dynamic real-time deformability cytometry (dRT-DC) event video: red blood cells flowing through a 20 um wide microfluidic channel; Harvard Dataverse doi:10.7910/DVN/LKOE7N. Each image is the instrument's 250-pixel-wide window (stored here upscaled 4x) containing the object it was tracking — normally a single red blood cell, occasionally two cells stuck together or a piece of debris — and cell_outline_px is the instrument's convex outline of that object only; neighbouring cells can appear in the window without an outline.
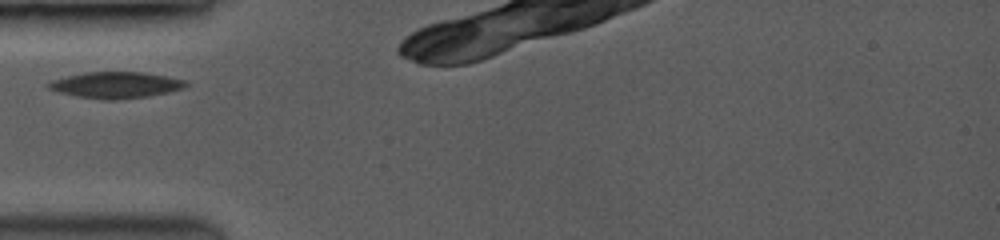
{"species": "common noctule bat (a hibernating species)", "species_latin": "Nyctalus noctula", "temperature_condition": "room temperature", "stored_images_in_passage": 13, "camera_frame_rate_fps": 3500, "um_per_image_px": 0.085, "animal": {"sex": "female", "body_mass_g": 19.0, "forearm_length_mm": 53.3}, "frame": {"image": 1, "passage_image": 1, "time_ms": 0.0, "image_size_px": [1000, 240], "cell_outline_px": [[188, 84], [184, 88], [144, 96], [80, 96], [60, 92], [48, 88], [48, 84], [52, 80], [84, 72], [144, 72], [184, 80]], "centroid_in_image_um": [9.85, 7.15], "position_along_channel_um": 75.2, "area_um2": 19.36}}
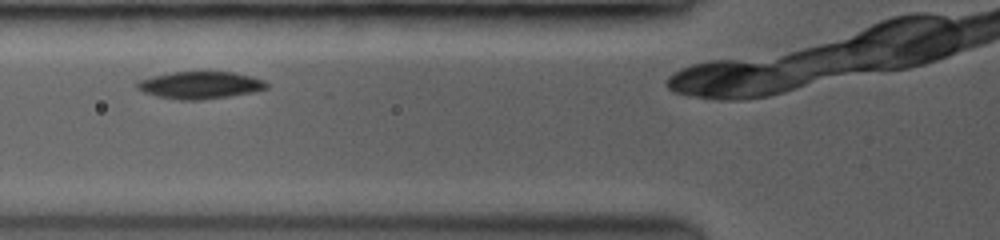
{"frame": {"image": 2, "passage_image": 7, "time_ms": 0.857, "image_size_px": [1000, 240], "cell_outline_px": [[268, 88], [252, 92], [228, 96], [200, 100], [180, 100], [160, 96], [144, 92], [136, 84], [140, 80], [172, 72], [232, 72], [252, 76], [264, 80], [268, 84]], "centroid_in_image_um": [17.08, 7.23], "position_along_channel_um": 108.7, "area_um2": 20.11}}